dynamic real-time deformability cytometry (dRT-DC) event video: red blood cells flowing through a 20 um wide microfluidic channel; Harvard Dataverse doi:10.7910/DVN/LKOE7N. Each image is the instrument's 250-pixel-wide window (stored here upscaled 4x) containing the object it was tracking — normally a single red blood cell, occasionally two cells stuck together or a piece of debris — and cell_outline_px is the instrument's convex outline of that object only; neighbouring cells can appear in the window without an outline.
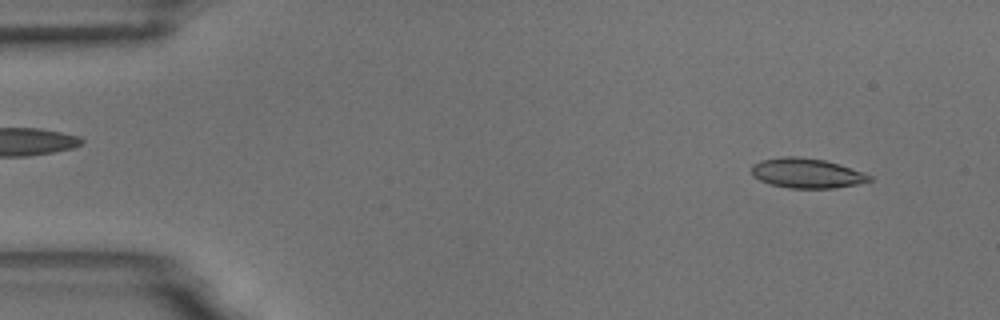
{"species": "common noctule bat (a hibernating species)", "species_latin": "Nyctalus noctula", "temperature_condition": "room temperature", "stored_images_in_passage": 54, "camera_frame_rate_fps": 3000, "um_per_image_px": 0.085, "animal": {"sex": "male", "body_mass_g": 18.8}, "frame": {"image": 1, "passage_image": 4, "time_ms": 1.0, "image_size_px": [1000, 320], "cell_outline_px": [[872, 180], [856, 184], [832, 188], [788, 188], [772, 184], [760, 180], [752, 176], [752, 164], [760, 160], [784, 156], [796, 156], [824, 160], [840, 164], [872, 176]], "centroid_in_image_um": [68.54, 14.71], "position_along_channel_um": 16.5, "area_um2": 20.35}}
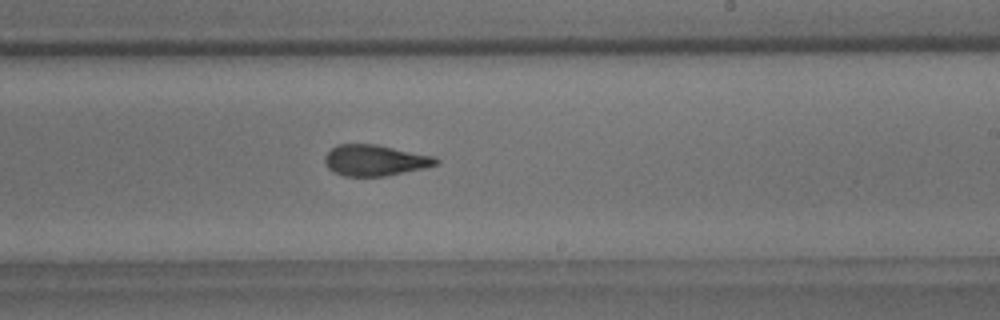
{"frame": {"image": 2, "passage_image": 32, "time_ms": 10.333, "image_size_px": [1000, 320], "cell_outline_px": [[440, 160], [436, 164], [428, 168], [384, 176], [344, 176], [328, 168], [324, 160], [324, 156], [336, 144], [376, 144], [436, 156]], "centroid_in_image_um": [31.91, 13.62], "position_along_channel_um": 257.1, "area_um2": 20.23}}
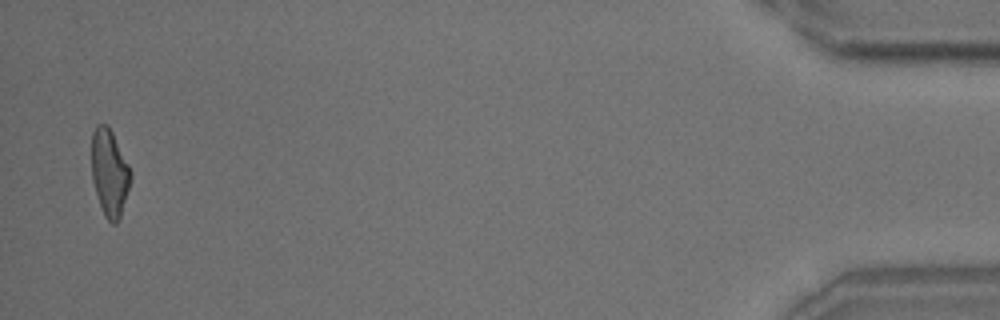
{"frame": {"image": 3, "passage_image": 53, "time_ms": 17.333, "image_size_px": [1000, 320], "cell_outline_px": [[132, 176], [120, 216], [116, 224], [112, 224], [104, 216], [92, 180], [92, 132], [96, 124], [108, 124], [132, 172]], "centroid_in_image_um": [9.3, 14.66], "position_along_channel_um": 425.9, "area_um2": 19.59}, "authors_computed_cell_mechanics": {"area_um2": 20.2878, "velocity_mm_per_s": 3.663, "shape_relaxation_time_tau1_ms": 5.7233, "shape_relaxation_time_tau2_ms": 2.2339, "deformation_change_tau1": 0.1895, "deformation_change_tau2": 0.0937}}